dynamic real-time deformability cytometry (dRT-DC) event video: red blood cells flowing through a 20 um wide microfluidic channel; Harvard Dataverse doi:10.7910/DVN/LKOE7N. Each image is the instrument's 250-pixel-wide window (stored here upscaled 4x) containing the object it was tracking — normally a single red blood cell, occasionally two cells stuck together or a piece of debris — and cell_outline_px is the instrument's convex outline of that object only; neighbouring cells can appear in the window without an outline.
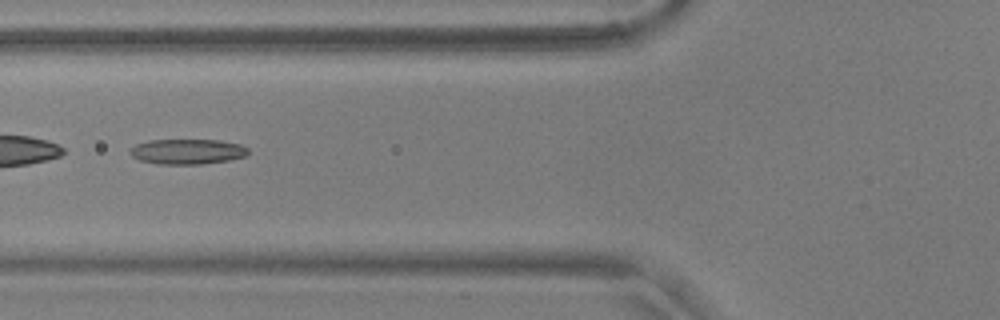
{"species": "common noctule bat (a hibernating species)", "species_latin": "Nyctalus noctula", "temperature_condition": "warm", "stored_images_in_passage": 21, "camera_frame_rate_fps": 3000, "um_per_image_px": 0.085, "animal": {"sex": "male", "body_mass_g": 17.9, "forearm_length_mm": 54.2}, "frame": {"image": 1, "passage_image": 4, "time_ms": 1.0, "image_size_px": [1000, 320], "cell_outline_px": [[248, 156], [228, 160], [200, 164], [156, 164], [140, 160], [132, 156], [128, 152], [136, 144], [148, 140], [220, 140], [240, 144], [248, 148]], "centroid_in_image_um": [15.93, 12.88], "position_along_channel_um": 109.9, "area_um2": 17.4}}
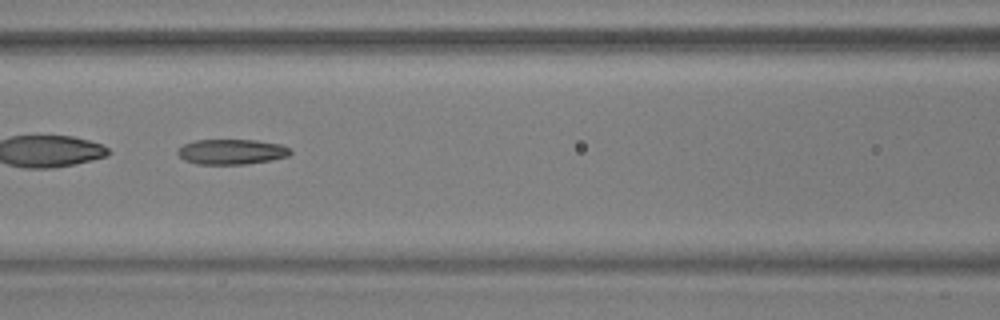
{"frame": {"image": 2, "passage_image": 7, "time_ms": 2.0, "image_size_px": [1000, 320], "cell_outline_px": [[292, 152], [288, 156], [272, 160], [248, 164], [196, 164], [184, 160], [176, 152], [184, 144], [196, 140], [256, 140], [280, 144], [288, 148]], "centroid_in_image_um": [19.69, 12.9], "position_along_channel_um": 146.9, "area_um2": 16.53}}